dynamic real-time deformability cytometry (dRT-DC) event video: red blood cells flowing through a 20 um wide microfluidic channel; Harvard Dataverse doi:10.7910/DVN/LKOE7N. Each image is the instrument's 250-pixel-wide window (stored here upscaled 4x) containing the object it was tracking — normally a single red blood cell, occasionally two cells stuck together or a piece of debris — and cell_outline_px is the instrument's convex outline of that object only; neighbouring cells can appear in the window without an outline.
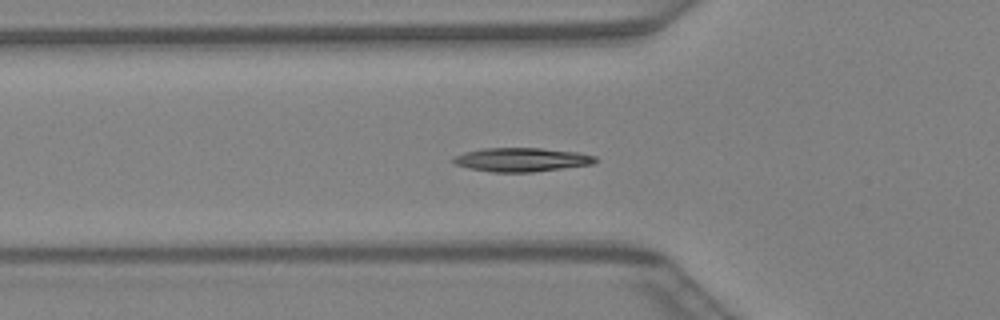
{"species": "Egyptian fruit bat (a non-hibernating species)", "species_latin": "Rousettus aegyptiacus", "temperature_condition": "warm", "stored_images_in_passage": 42, "camera_frame_rate_fps": 3000, "um_per_image_px": 0.085, "animal": {"sex": "female"}, "frame": {"image": 1, "passage_image": 14, "time_ms": 4.333, "image_size_px": [1000, 320], "cell_outline_px": [[600, 160], [592, 164], [532, 172], [492, 172], [468, 168], [452, 164], [452, 156], [464, 152], [484, 148], [540, 148], [576, 152], [596, 156]], "centroid_in_image_um": [44.29, 13.57], "position_along_channel_um": 81.5, "area_um2": 19.83}}
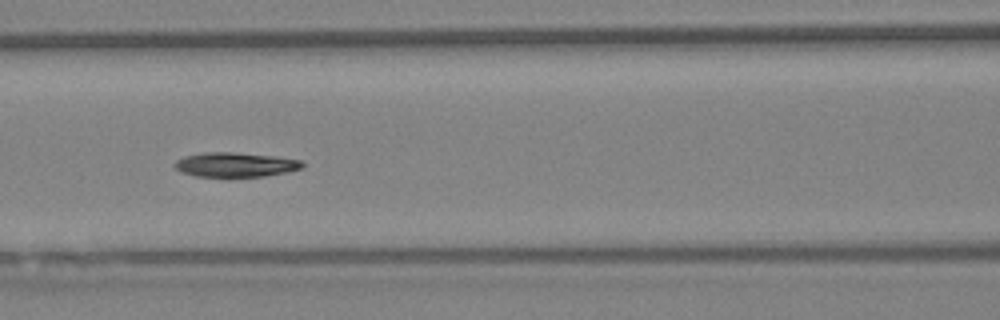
{"frame": {"image": 2, "passage_image": 18, "time_ms": 5.667, "image_size_px": [1000, 320], "cell_outline_px": [[304, 164], [300, 168], [288, 172], [264, 176], [196, 176], [180, 172], [172, 164], [176, 160], [184, 156], [204, 152], [232, 152], [272, 156], [300, 160]], "centroid_in_image_um": [19.95, 13.99], "position_along_channel_um": 146.7, "area_um2": 18.03}}
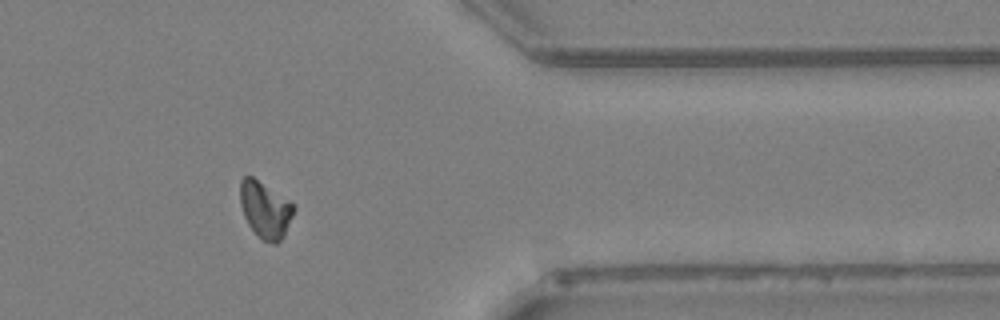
{"frame": {"image": 3, "passage_image": 34, "time_ms": 11.0, "image_size_px": [1000, 320], "cell_outline_px": [[296, 208], [284, 236], [276, 244], [272, 244], [260, 240], [248, 224], [244, 216], [240, 204], [240, 180], [244, 176], [252, 176], [288, 200]], "centroid_in_image_um": [22.53, 17.86], "position_along_channel_um": 388.9, "area_um2": 17.69}}